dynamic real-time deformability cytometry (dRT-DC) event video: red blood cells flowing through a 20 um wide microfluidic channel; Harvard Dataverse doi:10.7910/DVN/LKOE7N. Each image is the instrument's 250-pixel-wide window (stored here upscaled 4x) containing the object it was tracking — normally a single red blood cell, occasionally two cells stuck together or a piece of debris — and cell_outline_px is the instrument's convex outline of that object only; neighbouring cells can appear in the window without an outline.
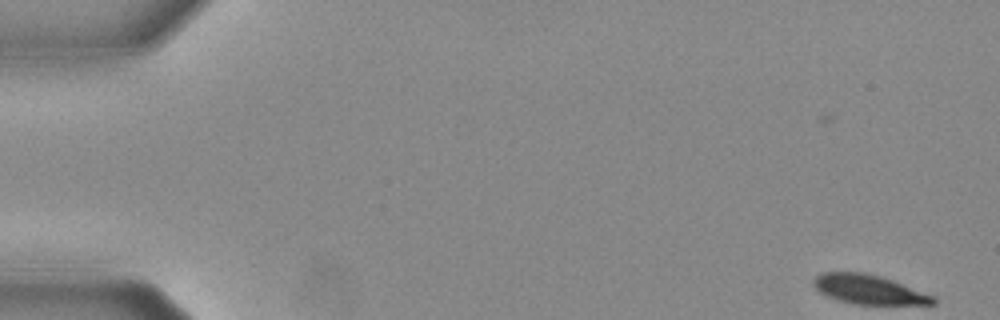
{"species": "Egyptian fruit bat (a non-hibernating species)", "species_latin": "Rousettus aegyptiacus", "temperature_condition": "warm", "stored_images_in_passage": 16, "camera_frame_rate_fps": 3000, "um_per_image_px": 0.085, "animal": {"sex": "female"}, "frame": {"image": 1, "passage_image": 1, "time_ms": 0.0, "image_size_px": [1000, 320], "cell_outline_px": [[936, 304], [852, 304], [836, 300], [820, 292], [812, 284], [812, 280], [820, 272], [864, 272], [880, 276], [892, 280], [936, 296]], "centroid_in_image_um": [73.83, 24.6], "position_along_channel_um": 11.2, "area_um2": 20.52}}
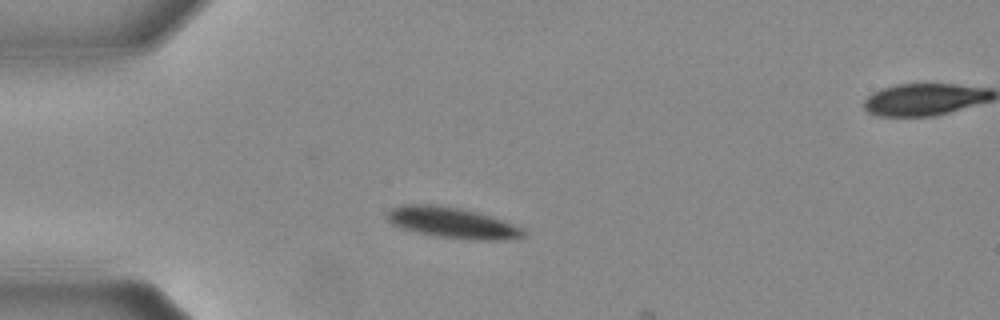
{"frame": {"image": 2, "passage_image": 14, "time_ms": 4.333, "image_size_px": [1000, 320], "cell_outline_px": [[528, 232], [524, 236], [516, 240], [472, 240], [436, 236], [416, 232], [400, 228], [392, 224], [388, 220], [388, 212], [392, 208], [400, 204], [432, 204], [460, 208], [492, 216], [524, 228]], "centroid_in_image_um": [38.51, 18.94], "position_along_channel_um": 46.5, "area_um2": 24.8}}